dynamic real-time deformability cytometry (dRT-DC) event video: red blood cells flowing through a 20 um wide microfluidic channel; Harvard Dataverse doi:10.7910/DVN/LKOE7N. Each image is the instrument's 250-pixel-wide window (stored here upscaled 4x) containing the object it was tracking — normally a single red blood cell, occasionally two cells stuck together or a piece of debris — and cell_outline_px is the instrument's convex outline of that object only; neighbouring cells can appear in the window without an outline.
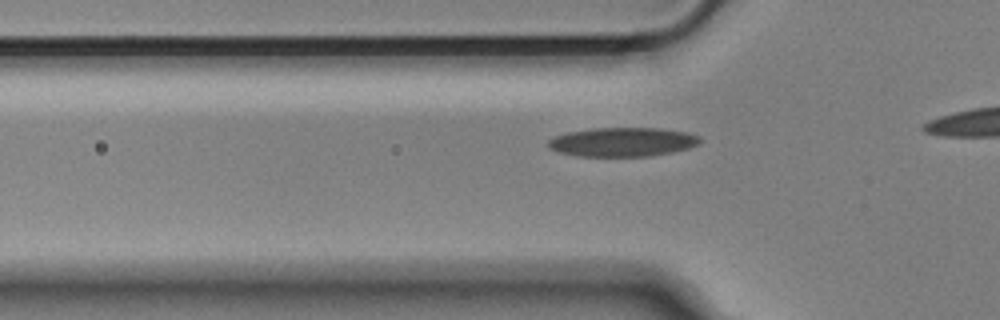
{"species": "Egyptian fruit bat (a non-hibernating species)", "species_latin": "Rousettus aegyptiacus", "temperature_condition": "cold", "stored_images_in_passage": 15, "camera_frame_rate_fps": 3000, "um_per_image_px": 0.085, "animal": {"sex": "male"}, "frame": {"image": 1, "passage_image": 9, "time_ms": 2.667, "image_size_px": [1000, 320], "cell_outline_px": [[700, 144], [688, 148], [672, 152], [652, 156], [576, 156], [560, 152], [548, 148], [548, 140], [556, 136], [568, 132], [592, 128], [660, 128], [688, 132], [700, 136]], "centroid_in_image_um": [52.94, 12.06], "position_along_channel_um": 72.9, "area_um2": 25.78}}
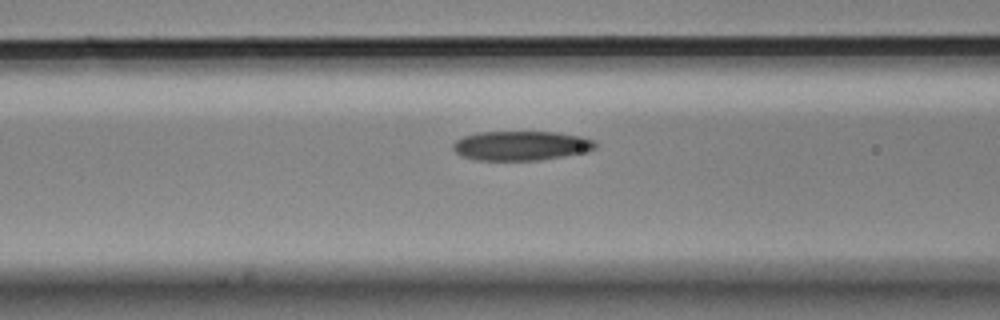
{"frame": {"image": 2, "passage_image": 13, "time_ms": 4.0, "image_size_px": [1000, 320], "cell_outline_px": [[596, 148], [588, 152], [540, 160], [476, 160], [460, 156], [452, 148], [452, 144], [456, 140], [464, 136], [480, 132], [556, 132], [580, 136], [596, 140]], "centroid_in_image_um": [44.31, 12.39], "position_along_channel_um": 122.3, "area_um2": 24.57}}